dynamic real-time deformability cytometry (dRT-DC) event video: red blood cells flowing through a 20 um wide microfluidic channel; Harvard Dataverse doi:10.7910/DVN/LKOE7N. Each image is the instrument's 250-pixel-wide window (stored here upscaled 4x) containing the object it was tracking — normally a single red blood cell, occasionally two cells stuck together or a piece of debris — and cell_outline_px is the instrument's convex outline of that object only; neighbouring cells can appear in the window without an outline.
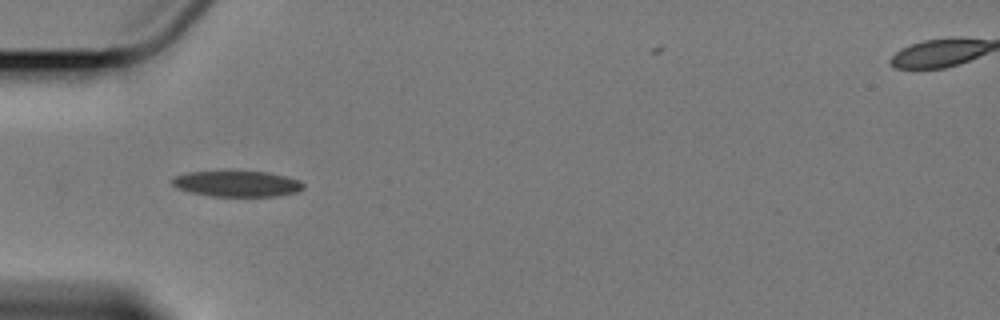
{"species": "Egyptian fruit bat (a non-hibernating species)", "species_latin": "Rousettus aegyptiacus", "temperature_condition": "cold", "stored_images_in_passage": 6, "camera_frame_rate_fps": 3000, "um_per_image_px": 0.085, "animal": {"sex": "female"}, "frame": {"image": 1, "passage_image": 1, "time_ms": 0.0, "image_size_px": [1000, 320], "cell_outline_px": [[304, 188], [300, 192], [280, 196], [212, 196], [192, 192], [180, 188], [172, 184], [172, 180], [176, 176], [188, 172], [268, 172], [300, 180], [304, 184]], "centroid_in_image_um": [20.24, 15.63], "position_along_channel_um": 64.8, "area_um2": 19.48}}
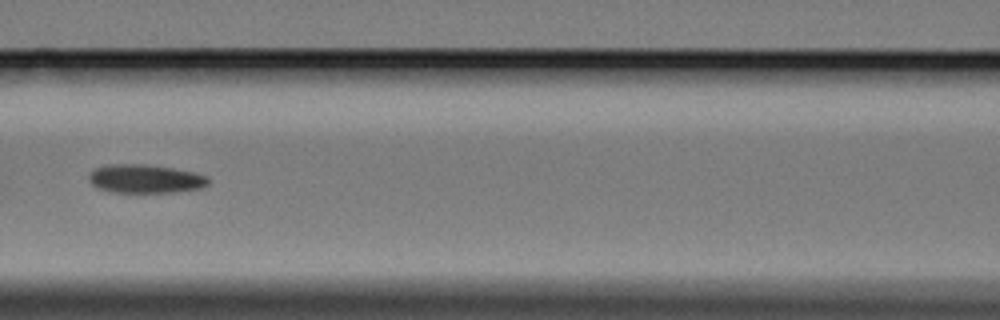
{"frame": {"image": 2, "passage_image": 3, "time_ms": 2.667, "image_size_px": [1000, 320], "cell_outline_px": [[208, 184], [204, 188], [176, 192], [108, 192], [96, 188], [88, 180], [88, 176], [96, 168], [112, 164], [144, 164], [172, 168], [196, 172], [208, 176]], "centroid_in_image_um": [12.37, 15.21], "position_along_channel_um": 154.2, "area_um2": 20.06}}
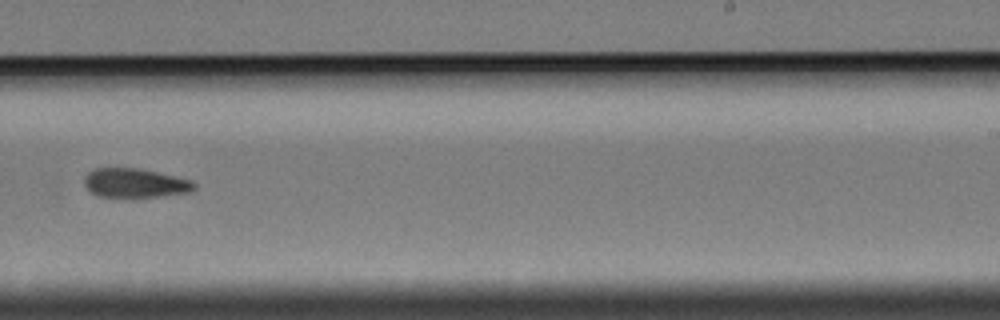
{"frame": {"image": 3, "passage_image": 6, "time_ms": 6.333, "image_size_px": [1000, 320], "cell_outline_px": [[196, 188], [192, 192], [156, 196], [96, 196], [84, 184], [84, 176], [88, 172], [96, 168], [140, 168], [192, 180], [196, 184]], "centroid_in_image_um": [11.5, 15.54], "position_along_channel_um": 277.5, "area_um2": 18.5}}